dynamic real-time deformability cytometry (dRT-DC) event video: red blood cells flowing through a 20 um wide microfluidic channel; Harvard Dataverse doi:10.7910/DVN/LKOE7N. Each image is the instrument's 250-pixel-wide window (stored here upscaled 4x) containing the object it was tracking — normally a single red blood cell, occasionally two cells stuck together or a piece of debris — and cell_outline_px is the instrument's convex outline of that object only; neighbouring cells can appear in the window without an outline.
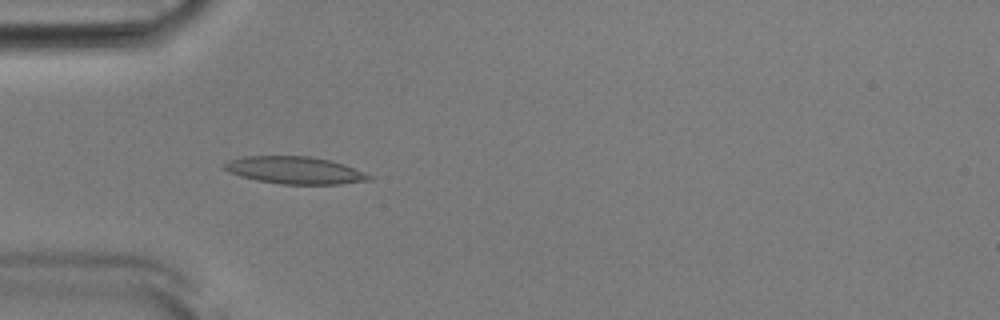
{"species": "Egyptian fruit bat (a non-hibernating species)", "species_latin": "Rousettus aegyptiacus", "temperature_condition": "room temperature", "stored_images_in_passage": 52, "camera_frame_rate_fps": 3000, "um_per_image_px": 0.085, "animal": {"sex": "male"}, "frame": {"image": 1, "passage_image": 15, "time_ms": 4.667, "image_size_px": [1000, 320], "cell_outline_px": [[376, 176], [372, 180], [340, 184], [280, 184], [256, 180], [240, 176], [228, 172], [220, 168], [220, 164], [228, 160], [244, 156], [308, 156], [328, 160], [344, 164]], "centroid_in_image_um": [25.04, 14.47], "position_along_channel_um": 60.0, "area_um2": 23.41}}
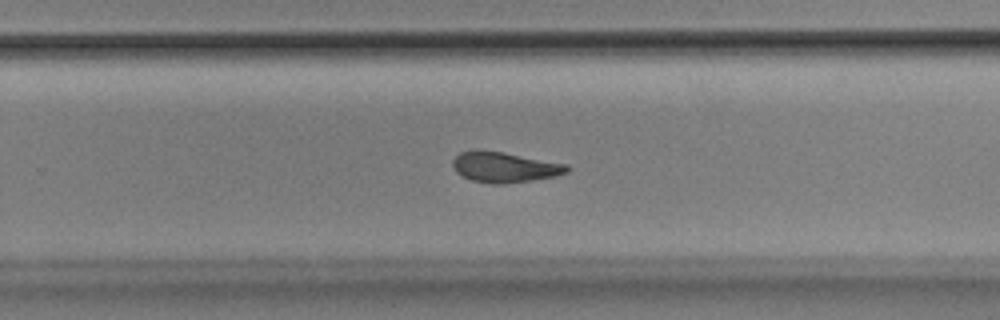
{"frame": {"image": 2, "passage_image": 33, "time_ms": 10.667, "image_size_px": [1000, 320], "cell_outline_px": [[572, 168], [568, 172], [556, 176], [532, 180], [504, 184], [492, 184], [472, 180], [456, 172], [452, 164], [452, 160], [460, 152], [476, 148], [504, 152], [568, 164]], "centroid_in_image_um": [42.9, 14.19], "position_along_channel_um": 286.9, "area_um2": 20.58}}
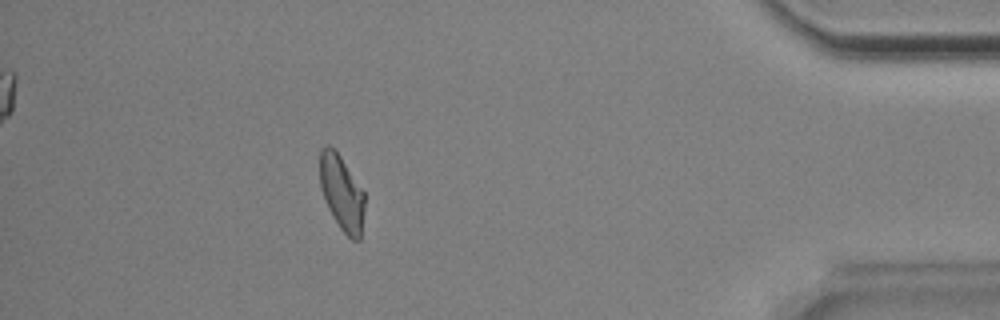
{"frame": {"image": 3, "passage_image": 46, "time_ms": 15.0, "image_size_px": [1000, 320], "cell_outline_px": [[364, 208], [360, 240], [352, 240], [340, 228], [332, 216], [328, 208], [320, 184], [320, 148], [328, 144], [340, 156], [364, 192]], "centroid_in_image_um": [29.04, 16.4], "position_along_channel_um": 406.2, "area_um2": 19.31}, "authors_computed_cell_mechanics": {"area_um2": 20.7502, "velocity_mm_per_s": 3.8424, "shape_relaxation_time_tau1_ms": 5.4201, "shape_relaxation_time_tau2_ms": 2.5482, "deformation_change_tau1": 0.1466, "deformation_change_tau2": 0.1013}}